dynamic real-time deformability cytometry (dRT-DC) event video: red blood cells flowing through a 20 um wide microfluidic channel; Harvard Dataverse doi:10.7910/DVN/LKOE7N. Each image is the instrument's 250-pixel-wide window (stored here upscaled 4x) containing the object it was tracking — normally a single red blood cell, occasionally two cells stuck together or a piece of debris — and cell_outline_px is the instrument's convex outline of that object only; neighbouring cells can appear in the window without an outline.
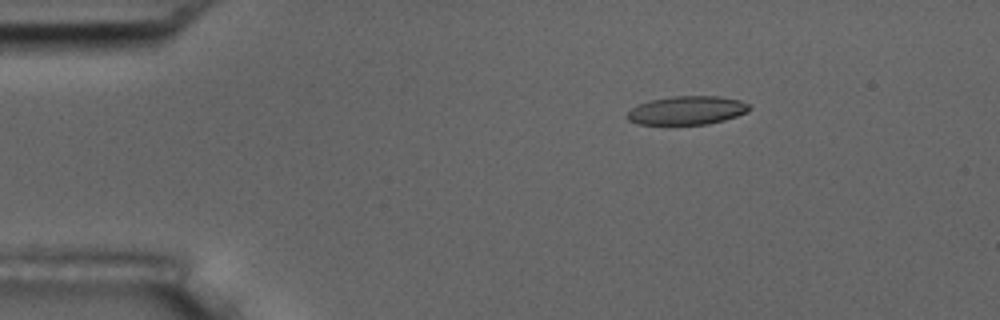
{"species": "common noctule bat (a hibernating species)", "species_latin": "Nyctalus noctula", "temperature_condition": "room temperature", "stored_images_in_passage": 5, "camera_frame_rate_fps": 3000, "um_per_image_px": 0.085, "animal": {"sex": "male", "body_mass_g": 17.5, "forearm_length_mm": 52.3}, "frame": {"image": 1, "passage_image": 3, "time_ms": 2.333, "image_size_px": [1000, 320], "cell_outline_px": [[752, 108], [748, 112], [724, 120], [708, 124], [636, 124], [628, 120], [624, 116], [632, 108], [640, 104], [652, 100], [672, 96], [716, 96], [740, 100], [748, 104]], "centroid_in_image_um": [58.4, 9.38], "position_along_channel_um": 26.6, "area_um2": 20.29}}